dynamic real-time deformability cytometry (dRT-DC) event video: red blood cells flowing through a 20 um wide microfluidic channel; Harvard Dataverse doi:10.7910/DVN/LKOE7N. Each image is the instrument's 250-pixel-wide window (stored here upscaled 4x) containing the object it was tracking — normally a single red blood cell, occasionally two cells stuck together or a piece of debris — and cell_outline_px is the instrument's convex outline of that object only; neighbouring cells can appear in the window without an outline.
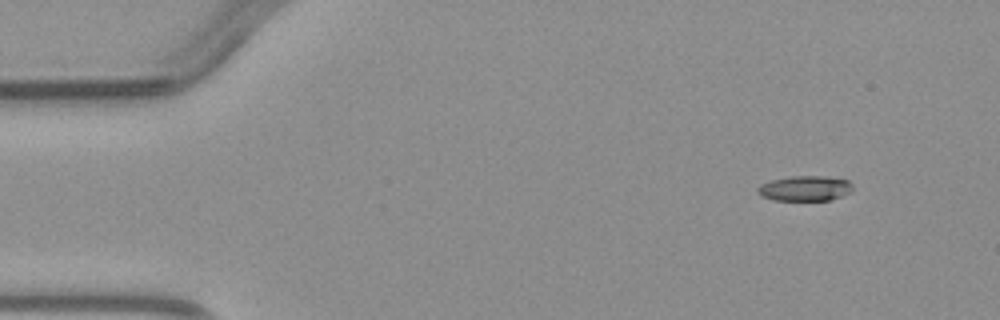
{"species": "common noctule bat (a hibernating species)", "species_latin": "Nyctalus noctula", "temperature_condition": "warm", "stored_images_in_passage": 4, "camera_frame_rate_fps": 3000, "um_per_image_px": 0.085, "animal": {"sex": "male", "body_mass_g": 23.1, "forearm_length_mm": 52.7}, "frame": {"image": 1, "passage_image": 1, "time_ms": 0.0, "image_size_px": [1000, 320], "cell_outline_px": [[852, 192], [832, 200], [772, 200], [760, 196], [756, 192], [756, 188], [760, 184], [772, 180], [792, 176], [824, 176], [848, 180], [852, 184]], "centroid_in_image_um": [68.41, 16.02], "position_along_channel_um": 16.6, "area_um2": 14.1}}
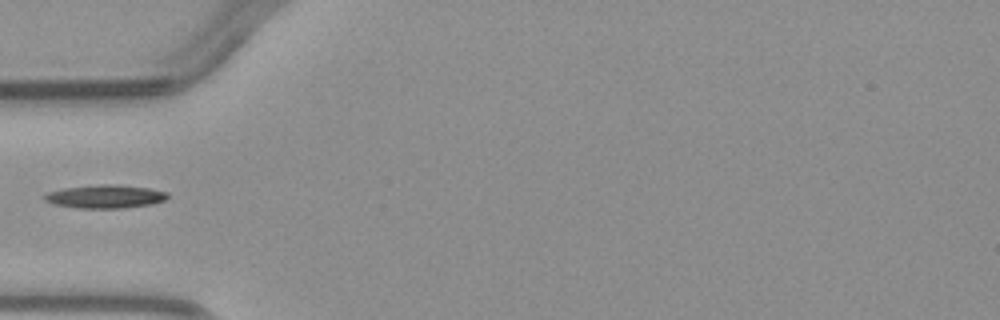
{"frame": {"image": 2, "passage_image": 4, "time_ms": 3.667, "image_size_px": [1000, 320], "cell_outline_px": [[168, 196], [164, 200], [152, 204], [124, 208], [76, 208], [52, 204], [44, 200], [44, 196], [48, 192], [64, 188], [100, 184], [116, 184], [148, 188], [168, 192]], "centroid_in_image_um": [8.93, 16.7], "position_along_channel_um": 76.1, "area_um2": 16.76}}